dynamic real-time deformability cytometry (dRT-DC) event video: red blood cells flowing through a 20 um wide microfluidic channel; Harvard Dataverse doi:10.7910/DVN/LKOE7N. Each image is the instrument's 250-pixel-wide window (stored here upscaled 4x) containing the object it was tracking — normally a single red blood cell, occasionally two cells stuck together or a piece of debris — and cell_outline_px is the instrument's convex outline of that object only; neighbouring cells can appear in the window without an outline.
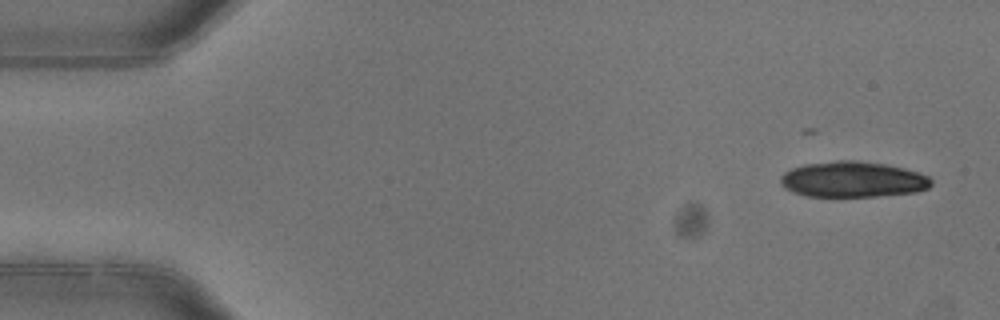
{"species": "common noctule bat (a hibernating species)", "species_latin": "Nyctalus noctula", "temperature_condition": "warm", "stored_images_in_passage": 5, "camera_frame_rate_fps": 3000, "um_per_image_px": 0.085, "animal": {"sex": "female"}, "frame": {"image": 1, "passage_image": 1, "time_ms": 0.0, "image_size_px": [1000, 320], "cell_outline_px": [[932, 184], [928, 188], [916, 192], [876, 196], [808, 196], [792, 192], [784, 188], [780, 184], [780, 176], [784, 172], [792, 168], [804, 164], [836, 160], [856, 160], [884, 164], [904, 168], [928, 176], [932, 180]], "centroid_in_image_um": [72.45, 15.24], "position_along_channel_um": 12.5, "area_um2": 31.44}}
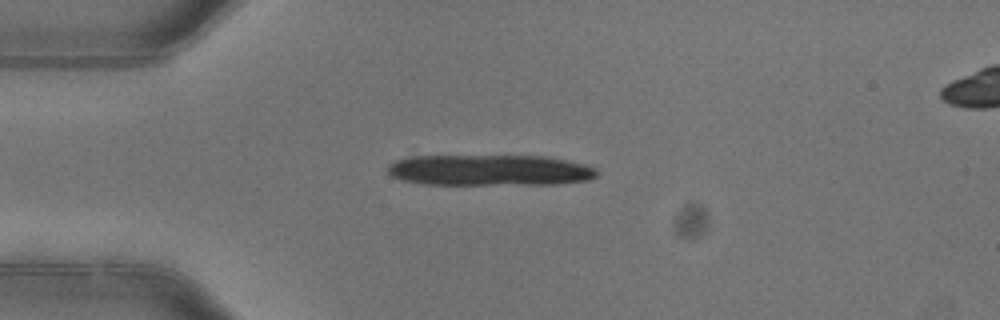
{"frame": {"image": 2, "passage_image": 4, "time_ms": 1.0, "image_size_px": [1000, 320], "cell_outline_px": [[596, 176], [588, 180], [556, 184], [424, 184], [404, 180], [392, 176], [388, 172], [388, 164], [396, 160], [412, 156], [548, 156], [584, 164], [596, 168]], "centroid_in_image_um": [41.63, 14.46], "position_along_channel_um": 43.4, "area_um2": 37.69}}